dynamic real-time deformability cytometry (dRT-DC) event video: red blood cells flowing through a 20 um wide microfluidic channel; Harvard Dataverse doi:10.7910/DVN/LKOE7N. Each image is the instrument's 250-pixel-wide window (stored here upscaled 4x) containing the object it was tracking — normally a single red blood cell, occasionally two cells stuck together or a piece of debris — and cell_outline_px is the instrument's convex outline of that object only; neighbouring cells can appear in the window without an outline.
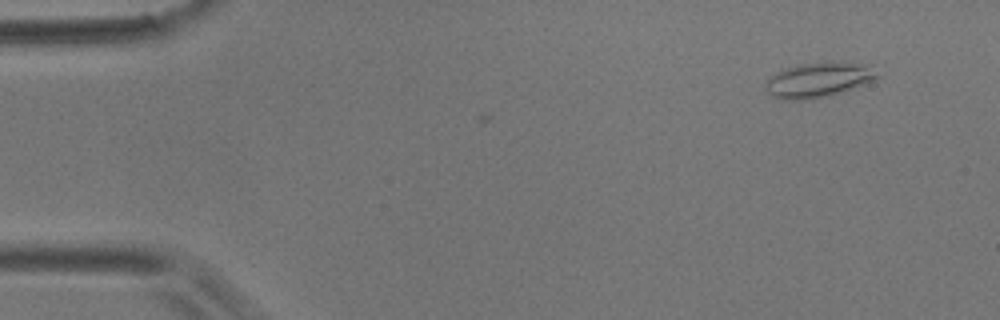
{"species": "common noctule bat (a hibernating species)", "species_latin": "Nyctalus noctula", "temperature_condition": "room temperature", "stored_images_in_passage": 4, "camera_frame_rate_fps": 3000, "um_per_image_px": 0.085, "animal": {"sex": "male", "body_mass_g": 17.9}, "frame": {"image": 1, "passage_image": 1, "time_ms": 0.0, "image_size_px": [1000, 320], "cell_outline_px": [[880, 76], [872, 80], [840, 92], [824, 96], [804, 100], [784, 100], [772, 96], [764, 88], [764, 84], [772, 76], [788, 68], [800, 64], [832, 60], [872, 64]], "centroid_in_image_um": [69.61, 6.75], "position_along_channel_um": 15.4, "area_um2": 22.72}}